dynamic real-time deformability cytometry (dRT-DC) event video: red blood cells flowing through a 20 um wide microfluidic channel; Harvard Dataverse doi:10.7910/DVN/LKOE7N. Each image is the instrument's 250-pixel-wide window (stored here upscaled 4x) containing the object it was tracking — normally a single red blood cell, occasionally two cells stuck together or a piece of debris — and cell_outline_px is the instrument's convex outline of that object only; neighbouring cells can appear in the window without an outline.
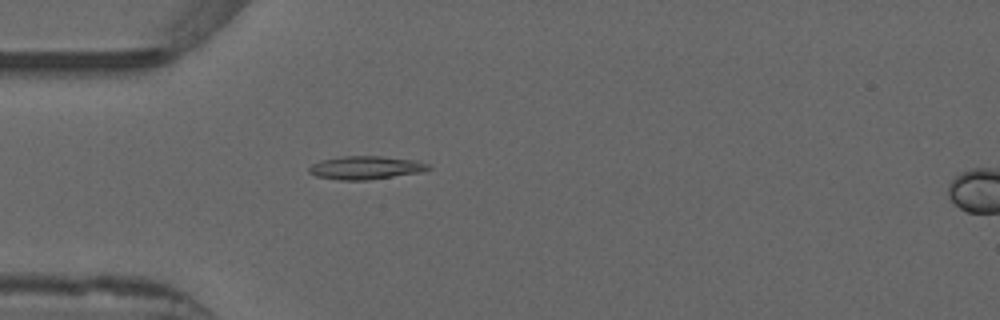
{"species": "common noctule bat (a hibernating species)", "species_latin": "Nyctalus noctula", "temperature_condition": "warm", "stored_images_in_passage": 33, "camera_frame_rate_fps": 3000, "um_per_image_px": 0.085, "animal": {"sex": "male", "forearm_length_mm": 52.5}, "frame": {"image": 1, "passage_image": 1, "time_ms": 0.0, "image_size_px": [1000, 320], "cell_outline_px": [[432, 168], [420, 172], [368, 180], [340, 180], [316, 176], [308, 172], [308, 168], [312, 164], [320, 160], [344, 156], [380, 156], [416, 160], [428, 164]], "centroid_in_image_um": [31.06, 14.25], "position_along_channel_um": 53.9, "area_um2": 16.13}}
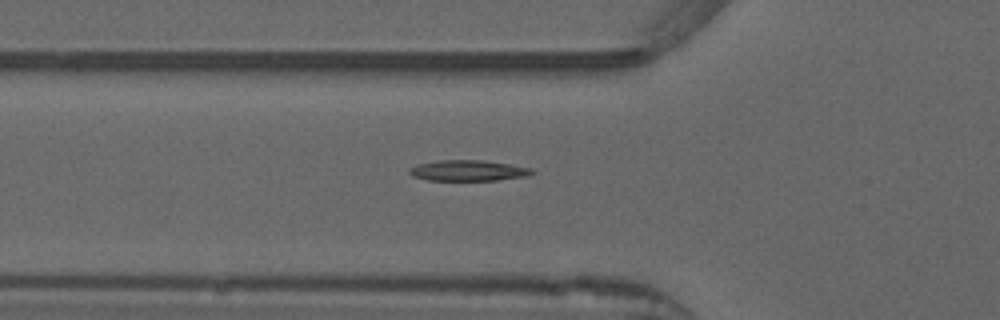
{"frame": {"image": 2, "passage_image": 4, "time_ms": 1.0, "image_size_px": [1000, 320], "cell_outline_px": [[536, 172], [528, 176], [496, 180], [428, 180], [412, 176], [408, 172], [408, 168], [420, 164], [440, 160], [484, 160], [532, 168]], "centroid_in_image_um": [39.81, 14.5], "position_along_channel_um": 86.0, "area_um2": 14.8}}
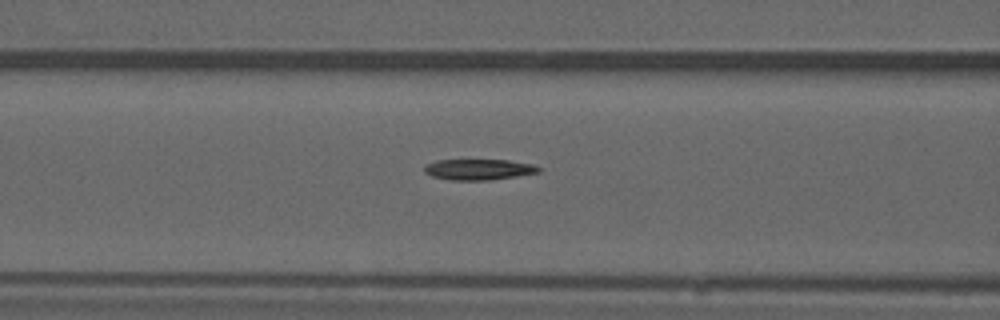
{"frame": {"image": 3, "passage_image": 7, "time_ms": 2.0, "image_size_px": [1000, 320], "cell_outline_px": [[540, 172], [492, 180], [448, 180], [432, 176], [424, 172], [424, 164], [436, 160], [508, 160], [532, 164], [540, 168]], "centroid_in_image_um": [40.65, 14.4], "position_along_channel_um": 126.0, "area_um2": 13.93}}